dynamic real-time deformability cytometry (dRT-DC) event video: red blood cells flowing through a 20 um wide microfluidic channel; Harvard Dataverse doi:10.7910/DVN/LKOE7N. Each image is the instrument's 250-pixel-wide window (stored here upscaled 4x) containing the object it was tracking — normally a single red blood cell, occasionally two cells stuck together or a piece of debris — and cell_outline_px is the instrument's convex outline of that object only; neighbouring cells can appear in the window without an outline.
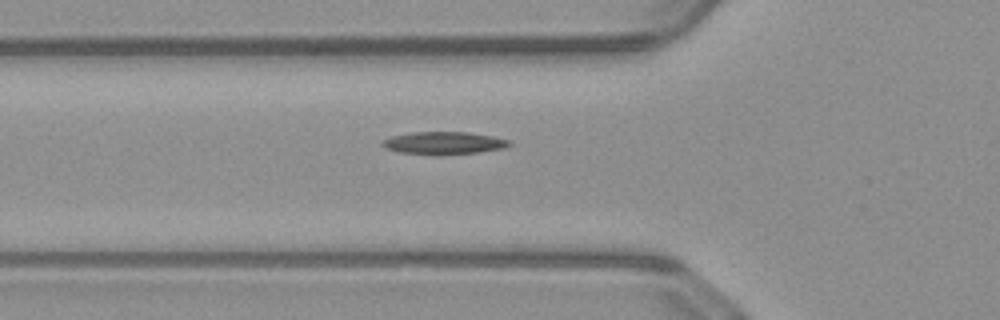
{"species": "common noctule bat (a hibernating species)", "species_latin": "Nyctalus noctula", "temperature_condition": "warm", "stored_images_in_passage": 30, "camera_frame_rate_fps": 3000, "um_per_image_px": 0.085, "animal": {"sex": "male", "body_mass_g": 23.1, "forearm_length_mm": 52.7}, "frame": {"image": 1, "passage_image": 2, "time_ms": 0.333, "image_size_px": [1000, 320], "cell_outline_px": [[512, 144], [504, 148], [480, 152], [440, 156], [400, 152], [388, 148], [380, 144], [380, 140], [392, 136], [412, 132], [468, 132], [492, 136], [512, 140]], "centroid_in_image_um": [37.75, 12.16], "position_along_channel_um": 88.1, "area_um2": 16.99}}
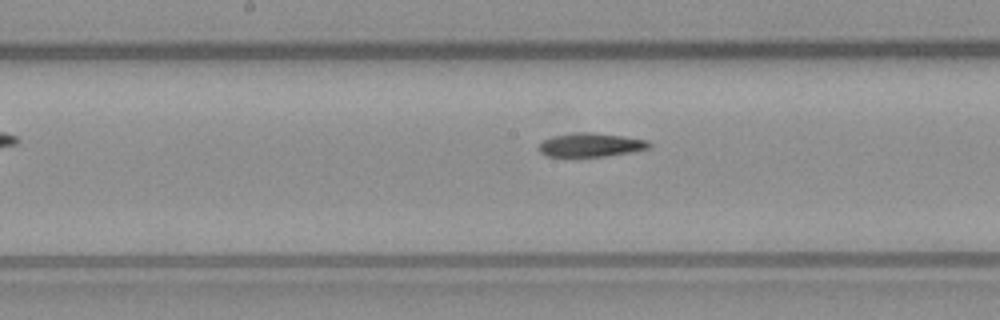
{"frame": {"image": 2, "passage_image": 10, "time_ms": 3.0, "image_size_px": [1000, 320], "cell_outline_px": [[652, 148], [604, 156], [548, 156], [540, 152], [536, 148], [544, 140], [552, 136], [576, 132], [592, 132], [624, 136], [648, 140], [652, 144]], "centroid_in_image_um": [50.23, 12.3], "position_along_channel_um": 198.0, "area_um2": 15.26}}
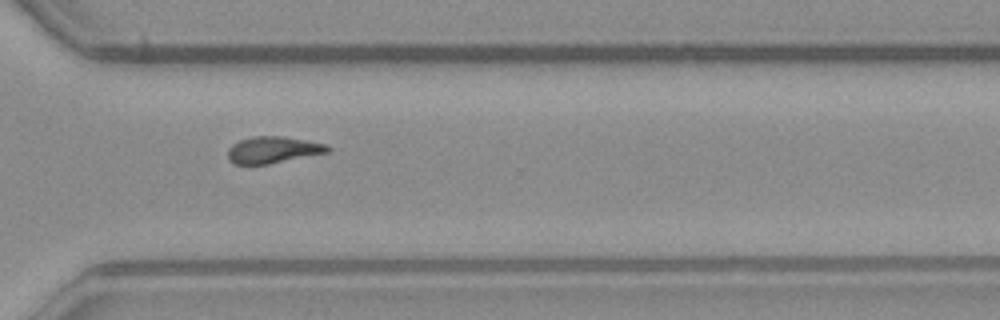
{"frame": {"image": 3, "passage_image": 21, "time_ms": 6.667, "image_size_px": [1000, 320], "cell_outline_px": [[332, 148], [328, 152], [268, 164], [236, 164], [228, 160], [228, 148], [232, 144], [240, 140], [252, 136], [280, 136], [308, 140], [324, 144]], "centroid_in_image_um": [23.18, 12.73], "position_along_channel_um": 347.4, "area_um2": 15.43}}